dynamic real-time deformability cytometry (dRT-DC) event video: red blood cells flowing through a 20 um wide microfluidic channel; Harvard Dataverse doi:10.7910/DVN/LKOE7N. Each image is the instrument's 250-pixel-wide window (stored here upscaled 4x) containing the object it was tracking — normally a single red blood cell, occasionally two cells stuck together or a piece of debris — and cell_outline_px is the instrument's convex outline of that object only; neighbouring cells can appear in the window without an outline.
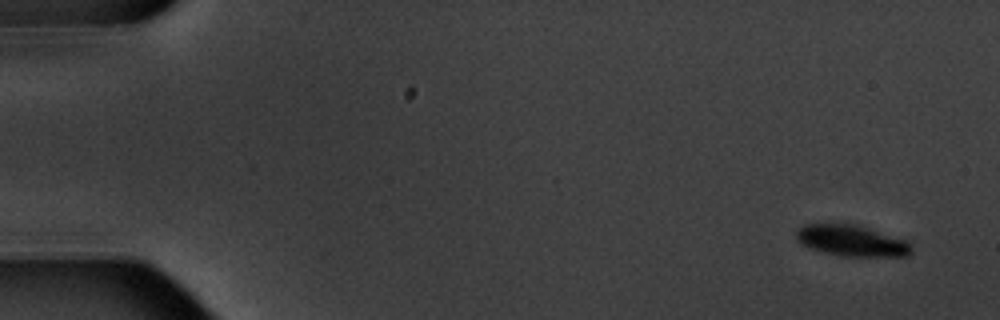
{"species": "common noctule bat (a hibernating species)", "species_latin": "Nyctalus noctula", "temperature_condition": "warm", "stored_images_in_passage": 13, "camera_frame_rate_fps": 3000, "um_per_image_px": 0.085, "animal": {"sex": "male", "body_mass_g": 20.1, "forearm_length_mm": 53.5}, "frame": {"image": 1, "passage_image": 1, "time_ms": 0.0, "image_size_px": [1000, 320], "cell_outline_px": [[912, 252], [908, 256], [840, 256], [808, 248], [796, 236], [796, 232], [804, 224], [856, 224], [908, 240], [912, 244]], "centroid_in_image_um": [72.46, 20.46], "position_along_channel_um": 12.5, "area_um2": 20.87}}
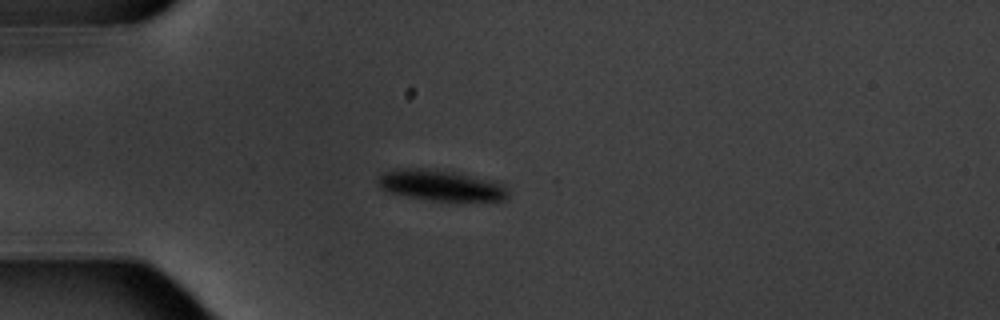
{"frame": {"image": 2, "passage_image": 4, "time_ms": 4.333, "image_size_px": [1000, 320], "cell_outline_px": [[508, 196], [504, 200], [456, 204], [408, 196], [388, 192], [380, 188], [380, 176], [384, 172], [396, 168], [424, 168], [452, 172], [488, 180], [504, 184], [508, 192]], "centroid_in_image_um": [37.53, 15.81], "position_along_channel_um": 47.5, "area_um2": 23.76}}
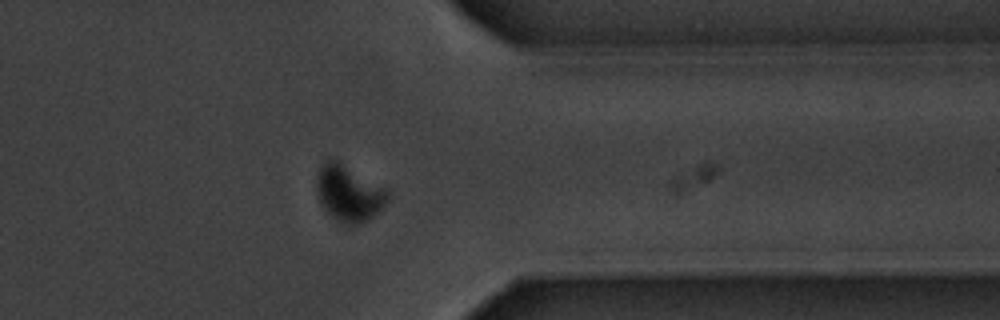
{"frame": {"image": 3, "passage_image": 13, "time_ms": 14.667, "image_size_px": [1000, 320], "cell_outline_px": [[388, 200], [368, 220], [360, 224], [344, 224], [332, 216], [320, 204], [316, 184], [316, 176], [324, 160], [328, 156], [336, 160], [384, 188], [388, 192]], "centroid_in_image_um": [29.59, 16.41], "position_along_channel_um": 381.8, "area_um2": 22.72}, "authors_computed_cell_mechanics": {"area_um2": 24.9696, "velocity_mm_per_s": 3.4854, "shape_relaxation_time_tau1_ms": 1.4522, "shape_relaxation_time_tau2_ms": null, "deformation_change_tau1": 0.0777, "deformation_change_tau2": null}}